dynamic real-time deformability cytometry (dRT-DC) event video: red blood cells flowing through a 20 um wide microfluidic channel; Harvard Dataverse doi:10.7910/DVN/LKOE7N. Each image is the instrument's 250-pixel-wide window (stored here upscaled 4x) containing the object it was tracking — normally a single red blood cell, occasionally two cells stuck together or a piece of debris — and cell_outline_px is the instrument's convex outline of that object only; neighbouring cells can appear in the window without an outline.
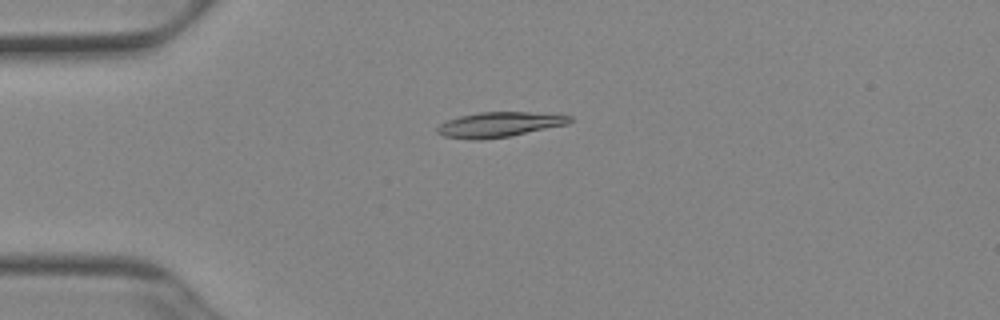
{"species": "Egyptian fruit bat (a non-hibernating species)", "species_latin": "Rousettus aegyptiacus", "temperature_condition": "cold", "stored_images_in_passage": 52, "camera_frame_rate_fps": 3000, "um_per_image_px": 0.085, "animal": {"sex": "female"}, "frame": {"image": 1, "passage_image": 13, "time_ms": 4.0, "image_size_px": [1000, 320], "cell_outline_px": [[572, 120], [568, 124], [512, 136], [480, 140], [476, 140], [444, 136], [436, 132], [436, 128], [440, 124], [448, 120], [460, 116], [480, 112], [528, 112], [572, 116]], "centroid_in_image_um": [42.44, 10.59], "position_along_channel_um": 42.6, "area_um2": 19.25}}
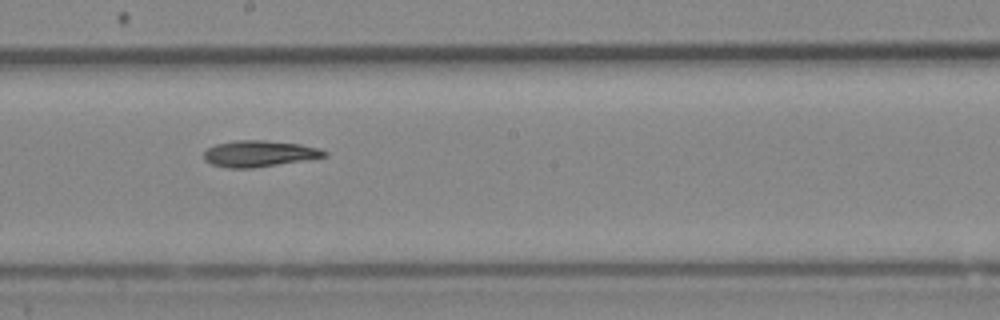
{"frame": {"image": 2, "passage_image": 29, "time_ms": 9.333, "image_size_px": [1000, 320], "cell_outline_px": [[328, 156], [252, 168], [228, 168], [212, 164], [204, 160], [204, 152], [208, 148], [216, 144], [236, 140], [264, 140], [300, 144], [320, 148], [328, 152]], "centroid_in_image_um": [22.03, 13.05], "position_along_channel_um": 226.2, "area_um2": 18.32}}
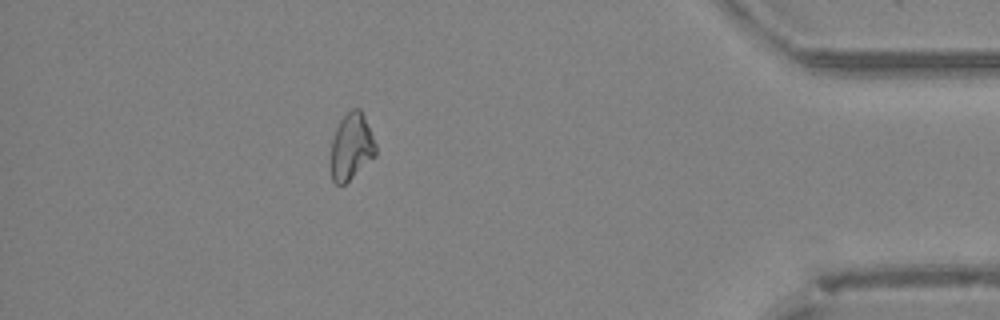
{"frame": {"image": 3, "passage_image": 46, "time_ms": 15.0, "image_size_px": [1000, 320], "cell_outline_px": [[376, 156], [344, 184], [336, 184], [332, 180], [332, 140], [336, 128], [340, 120], [352, 108], [360, 108], [364, 116], [376, 144]], "centroid_in_image_um": [29.88, 12.45], "position_along_channel_um": 405.3, "area_um2": 17.11}, "authors_computed_cell_mechanics": {"area_um2": 18.4093, "velocity_mm_per_s": 3.9344, "shape_relaxation_time_tau1_ms": 8.4587, "shape_relaxation_time_tau2_ms": null, "deformation_change_tau1": 0.1787, "deformation_change_tau2": null}}